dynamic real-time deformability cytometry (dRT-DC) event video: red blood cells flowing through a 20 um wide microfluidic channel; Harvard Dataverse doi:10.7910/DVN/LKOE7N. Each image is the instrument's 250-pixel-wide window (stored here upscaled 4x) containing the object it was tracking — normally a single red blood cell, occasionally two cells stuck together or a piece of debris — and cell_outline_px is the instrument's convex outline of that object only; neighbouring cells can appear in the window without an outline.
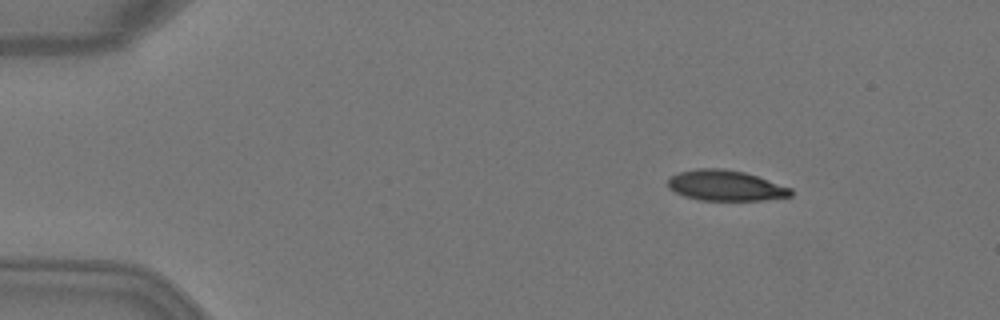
{"species": "Egyptian fruit bat (a non-hibernating species)", "species_latin": "Rousettus aegyptiacus", "temperature_condition": "warm", "stored_images_in_passage": 4, "camera_frame_rate_fps": 3000, "um_per_image_px": 0.085, "animal": {"sex": "female"}, "frame": {"image": 1, "passage_image": 2, "time_ms": 0.333, "image_size_px": [1000, 320], "cell_outline_px": [[792, 196], [760, 200], [700, 200], [684, 196], [668, 188], [668, 176], [680, 172], [696, 168], [724, 168], [744, 172], [792, 188]], "centroid_in_image_um": [61.64, 15.76], "position_along_channel_um": 23.4, "area_um2": 21.85}}